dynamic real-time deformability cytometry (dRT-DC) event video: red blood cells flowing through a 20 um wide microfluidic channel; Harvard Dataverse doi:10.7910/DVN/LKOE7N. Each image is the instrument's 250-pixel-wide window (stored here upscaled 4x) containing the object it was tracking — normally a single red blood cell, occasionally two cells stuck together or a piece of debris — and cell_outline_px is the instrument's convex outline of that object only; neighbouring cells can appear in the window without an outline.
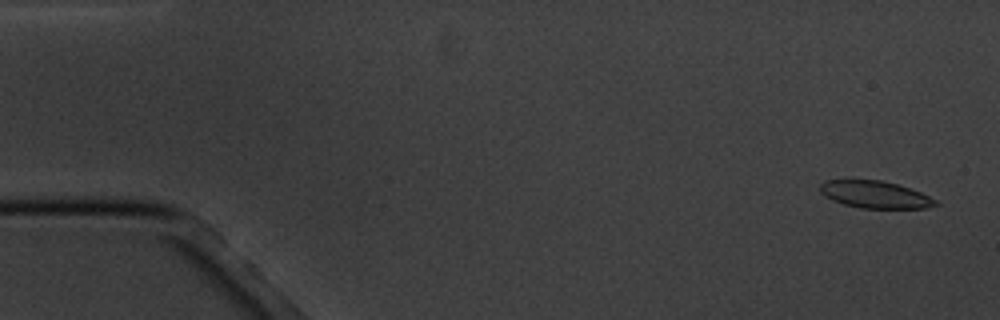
{"species": "common noctule bat (a hibernating species)", "species_latin": "Nyctalus noctula", "temperature_condition": "cold", "stored_images_in_passage": 5, "camera_frame_rate_fps": 3000, "um_per_image_px": 0.085, "animal": {"sex": "male", "body_mass_g": 20.1, "forearm_length_mm": 53.5}, "frame": {"image": 1, "passage_image": 1, "time_ms": 0.0, "image_size_px": [1000, 320], "cell_outline_px": [[940, 204], [924, 208], [860, 208], [844, 204], [832, 200], [824, 196], [820, 192], [820, 184], [824, 180], [880, 180], [896, 184], [920, 192], [936, 200]], "centroid_in_image_um": [74.34, 16.54], "position_along_channel_um": 10.7, "area_um2": 18.15}}
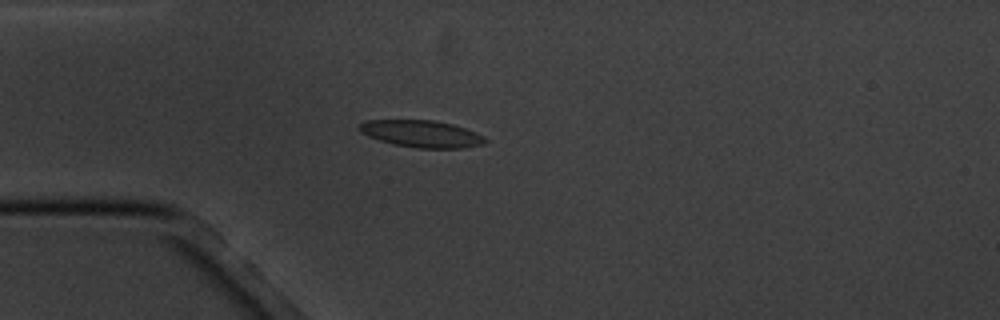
{"frame": {"image": 2, "passage_image": 5, "time_ms": 4.333, "image_size_px": [1000, 320], "cell_outline_px": [[488, 140], [484, 144], [464, 148], [416, 148], [392, 144], [368, 136], [360, 132], [356, 128], [360, 124], [368, 120], [432, 120], [452, 124], [476, 132], [484, 136]], "centroid_in_image_um": [35.83, 11.38], "position_along_channel_um": 49.2, "area_um2": 19.88}}